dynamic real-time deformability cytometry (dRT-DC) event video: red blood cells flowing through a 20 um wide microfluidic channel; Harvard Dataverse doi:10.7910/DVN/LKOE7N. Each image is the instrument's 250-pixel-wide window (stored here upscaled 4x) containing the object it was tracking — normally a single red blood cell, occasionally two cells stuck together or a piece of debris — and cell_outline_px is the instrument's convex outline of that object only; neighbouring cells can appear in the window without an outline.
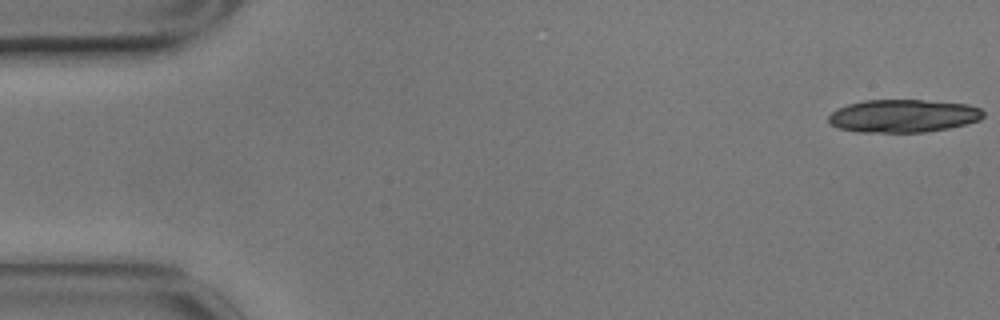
{"species": "common noctule bat (a hibernating species)", "species_latin": "Nyctalus noctula", "temperature_condition": "cold", "stored_images_in_passage": 18, "camera_frame_rate_fps": 3000, "um_per_image_px": 0.085, "animal": {"sex": "male", "body_mass_g": 17.9}, "frame": {"image": 1, "passage_image": 1, "time_ms": 0.0, "image_size_px": [1000, 320], "cell_outline_px": [[984, 116], [980, 120], [948, 128], [924, 132], [860, 132], [836, 128], [828, 120], [828, 116], [832, 112], [848, 104], [864, 100], [924, 100], [968, 104], [980, 108], [984, 112]], "centroid_in_image_um": [76.78, 9.85], "position_along_channel_um": 8.2, "area_um2": 29.65}}